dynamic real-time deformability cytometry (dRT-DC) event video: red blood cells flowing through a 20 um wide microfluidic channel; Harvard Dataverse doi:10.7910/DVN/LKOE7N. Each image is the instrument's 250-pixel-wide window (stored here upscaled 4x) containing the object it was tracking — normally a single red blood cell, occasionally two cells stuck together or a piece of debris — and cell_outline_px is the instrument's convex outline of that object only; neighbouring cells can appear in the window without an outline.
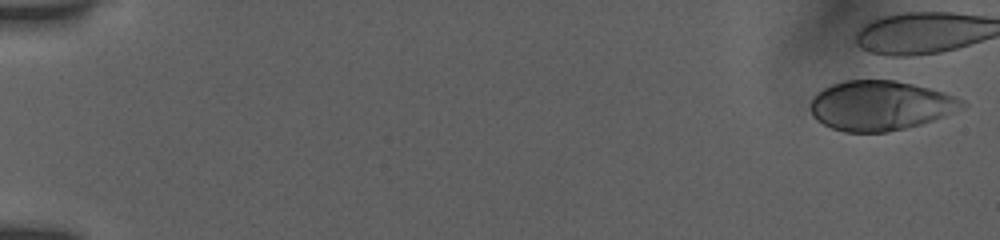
{"species": "human", "species_latin": "Homo sapiens", "temperature_condition": "room temperature", "stored_images_in_passage": 9, "camera_frame_rate_fps": 3000, "um_per_image_px": 0.085, "donor": {"sex": "female"}, "frame": {"image": 1, "passage_image": 1, "time_ms": 0.0, "image_size_px": [1000, 240], "cell_outline_px": [[968, 104], [964, 108], [944, 116], [908, 128], [888, 132], [844, 132], [832, 128], [816, 120], [812, 116], [808, 108], [816, 92], [832, 84], [844, 80], [896, 80], [944, 92], [956, 96], [964, 100]], "centroid_in_image_um": [74.82, 8.97], "position_along_channel_um": 10.2, "area_um2": 44.27}}